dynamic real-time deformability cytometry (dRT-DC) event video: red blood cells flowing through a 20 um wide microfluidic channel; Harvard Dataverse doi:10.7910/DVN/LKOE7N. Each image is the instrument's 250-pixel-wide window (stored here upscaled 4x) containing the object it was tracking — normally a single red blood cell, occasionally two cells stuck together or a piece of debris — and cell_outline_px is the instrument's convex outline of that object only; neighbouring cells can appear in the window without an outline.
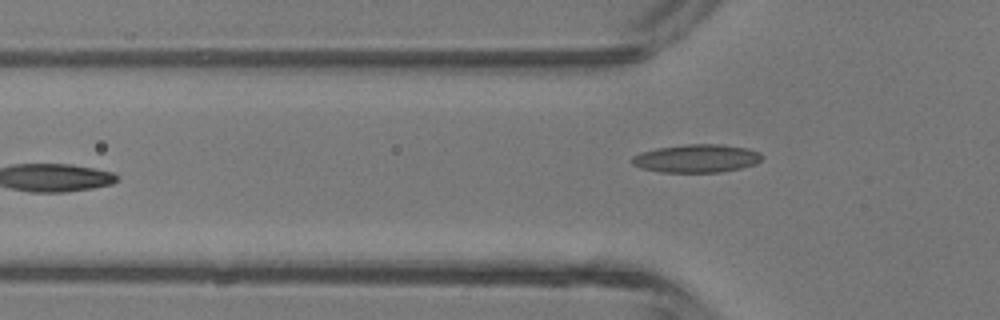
{"species": "common noctule bat (a hibernating species)", "species_latin": "Nyctalus noctula", "temperature_condition": "room temperature", "stored_images_in_passage": 5, "camera_frame_rate_fps": 3000, "um_per_image_px": 0.085, "animal": {"sex": "male", "body_mass_g": 13.3}, "frame": {"image": 1, "passage_image": 5, "time_ms": 4.667, "image_size_px": [1000, 320], "cell_outline_px": [[764, 156], [756, 164], [740, 168], [720, 172], [660, 172], [644, 168], [632, 164], [632, 156], [640, 152], [656, 148], [688, 144], [720, 144], [748, 148], [760, 152]], "centroid_in_image_um": [59.23, 13.46], "position_along_channel_um": 66.6, "area_um2": 21.33}}